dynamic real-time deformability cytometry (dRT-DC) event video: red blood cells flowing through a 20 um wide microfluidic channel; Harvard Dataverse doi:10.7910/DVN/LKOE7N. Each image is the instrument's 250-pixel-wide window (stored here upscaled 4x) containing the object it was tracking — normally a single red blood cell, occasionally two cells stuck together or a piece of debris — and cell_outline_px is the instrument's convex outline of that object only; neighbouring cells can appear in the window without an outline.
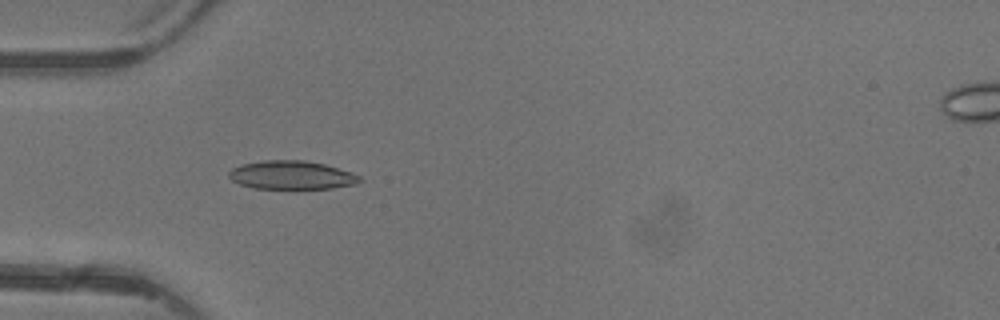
{"species": "common noctule bat (a hibernating species)", "species_latin": "Nyctalus noctula", "temperature_condition": "warm", "stored_images_in_passage": 4, "camera_frame_rate_fps": 3000, "um_per_image_px": 0.085, "animal": {"sex": "female"}, "frame": {"image": 1, "passage_image": 3, "time_ms": 2.333, "image_size_px": [1000, 320], "cell_outline_px": [[364, 180], [356, 184], [332, 188], [256, 188], [240, 184], [232, 180], [228, 176], [228, 172], [232, 168], [244, 164], [264, 160], [304, 160], [324, 164], [352, 172], [360, 176]], "centroid_in_image_um": [24.82, 14.88], "position_along_channel_um": 60.2, "area_um2": 21.62}}
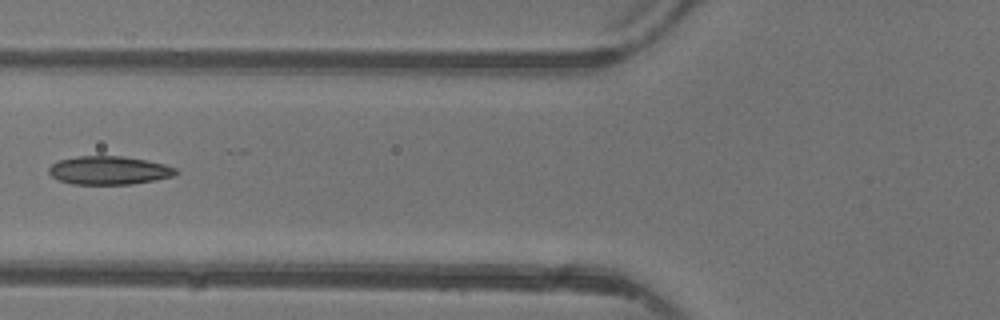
{"frame": {"image": 2, "passage_image": 4, "time_ms": 3.667, "image_size_px": [1000, 320], "cell_outline_px": [[180, 172], [172, 176], [156, 180], [132, 184], [72, 184], [60, 180], [52, 176], [48, 172], [48, 168], [52, 164], [60, 160], [76, 156], [124, 156], [148, 160], [164, 164], [176, 168]], "centroid_in_image_um": [9.29, 14.47], "position_along_channel_um": 116.5, "area_um2": 21.1}}